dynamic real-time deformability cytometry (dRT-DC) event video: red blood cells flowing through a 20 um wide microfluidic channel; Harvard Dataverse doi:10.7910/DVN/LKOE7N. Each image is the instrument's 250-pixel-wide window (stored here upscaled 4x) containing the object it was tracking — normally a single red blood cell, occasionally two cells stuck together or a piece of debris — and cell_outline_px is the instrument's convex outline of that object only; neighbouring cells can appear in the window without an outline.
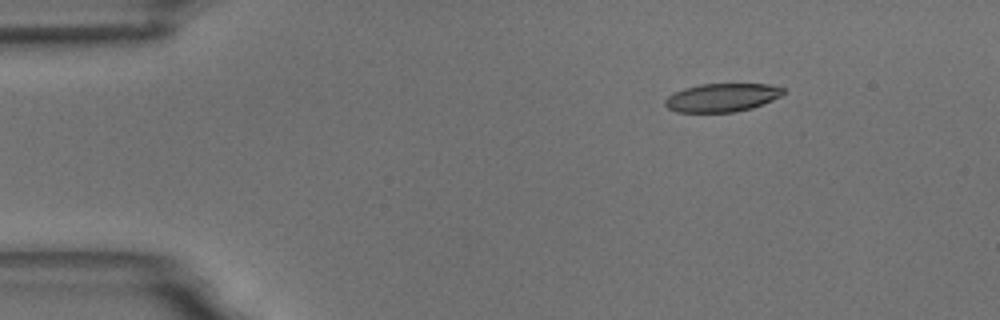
{"species": "common noctule bat (a hibernating species)", "species_latin": "Nyctalus noctula", "temperature_condition": "room temperature", "stored_images_in_passage": 3, "camera_frame_rate_fps": 3000, "um_per_image_px": 0.085, "animal": {"sex": "male", "body_mass_g": 18.8}, "frame": {"image": 1, "passage_image": 1, "time_ms": 0.0, "image_size_px": [1000, 320], "cell_outline_px": [[788, 92], [772, 100], [752, 108], [736, 112], [676, 112], [668, 108], [664, 104], [664, 100], [668, 96], [684, 88], [700, 84], [768, 84], [784, 88]], "centroid_in_image_um": [61.38, 8.29], "position_along_channel_um": 23.6, "area_um2": 19.59}}